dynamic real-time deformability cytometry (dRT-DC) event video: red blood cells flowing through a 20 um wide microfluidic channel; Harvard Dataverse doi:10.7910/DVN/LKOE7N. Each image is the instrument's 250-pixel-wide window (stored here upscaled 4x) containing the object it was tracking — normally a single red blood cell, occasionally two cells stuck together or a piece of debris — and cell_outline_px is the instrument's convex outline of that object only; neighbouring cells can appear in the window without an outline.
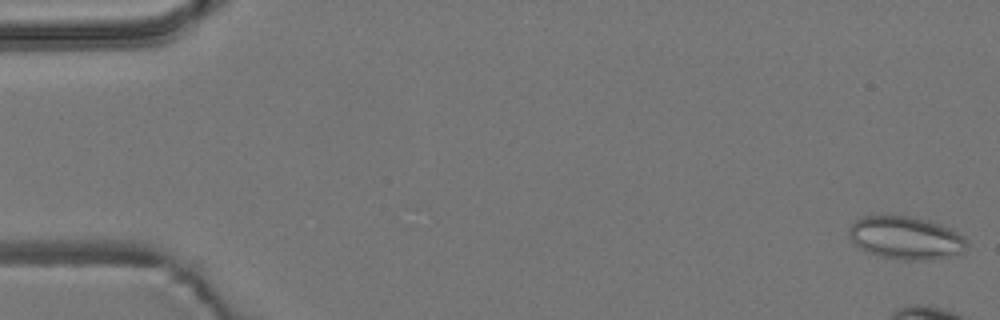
{"species": "common noctule bat (a hibernating species)", "species_latin": "Nyctalus noctula", "temperature_condition": "room temperature", "stored_images_in_passage": 9, "camera_frame_rate_fps": 3000, "um_per_image_px": 0.085, "animal": {"sex": "male", "body_mass_g": 19.2, "forearm_length_mm": 51.8}, "frame": {"image": 1, "passage_image": 1, "time_ms": 0.0, "image_size_px": [1000, 320], "cell_outline_px": [[968, 248], [964, 252], [956, 256], [924, 260], [900, 260], [880, 256], [868, 252], [860, 248], [848, 236], [848, 228], [856, 220], [864, 216], [908, 216], [940, 224], [956, 232], [968, 240]], "centroid_in_image_um": [77.02, 20.24], "position_along_channel_um": 8.0, "area_um2": 29.48}}